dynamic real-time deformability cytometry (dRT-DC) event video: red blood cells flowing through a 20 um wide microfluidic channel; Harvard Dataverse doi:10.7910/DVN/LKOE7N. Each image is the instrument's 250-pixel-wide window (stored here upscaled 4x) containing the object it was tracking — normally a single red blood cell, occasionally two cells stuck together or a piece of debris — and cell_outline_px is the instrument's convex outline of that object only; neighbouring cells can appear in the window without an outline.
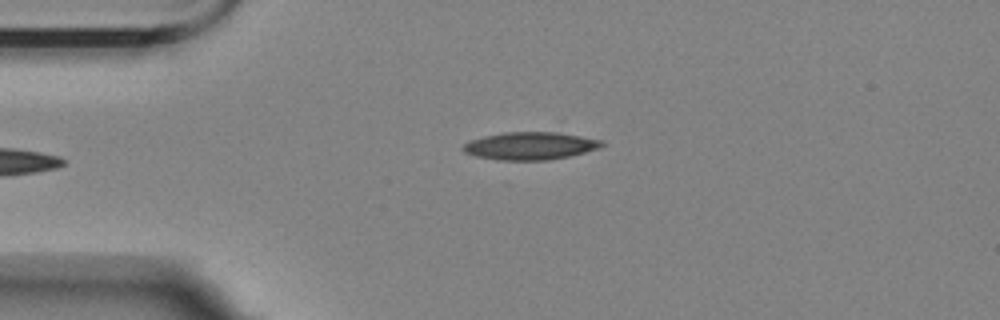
{"species": "Egyptian fruit bat (a non-hibernating species)", "species_latin": "Rousettus aegyptiacus", "temperature_condition": "room temperature", "stored_images_in_passage": 3, "camera_frame_rate_fps": 3000, "um_per_image_px": 0.085, "animal": {"sex": "female"}, "frame": {"image": 1, "passage_image": 1, "time_ms": 0.0, "image_size_px": [1000, 320], "cell_outline_px": [[604, 144], [600, 148], [568, 156], [548, 160], [500, 160], [476, 156], [464, 152], [460, 148], [468, 140], [484, 136], [504, 132], [556, 132], [580, 136], [600, 140]], "centroid_in_image_um": [45.01, 12.39], "position_along_channel_um": 40.0, "area_um2": 22.25}}
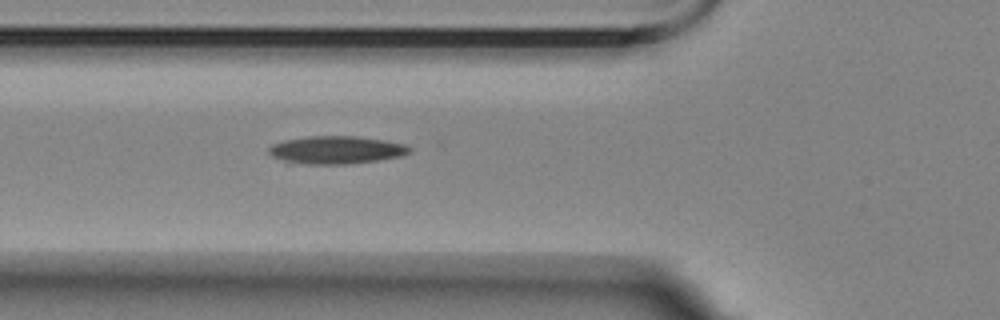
{"frame": {"image": 2, "passage_image": 3, "time_ms": 2.333, "image_size_px": [1000, 320], "cell_outline_px": [[412, 152], [400, 156], [376, 160], [344, 164], [288, 164], [272, 156], [268, 152], [268, 148], [272, 144], [284, 140], [308, 136], [360, 136], [384, 140], [404, 144], [412, 148]], "centroid_in_image_um": [28.53, 12.75], "position_along_channel_um": 97.3, "area_um2": 23.06}}